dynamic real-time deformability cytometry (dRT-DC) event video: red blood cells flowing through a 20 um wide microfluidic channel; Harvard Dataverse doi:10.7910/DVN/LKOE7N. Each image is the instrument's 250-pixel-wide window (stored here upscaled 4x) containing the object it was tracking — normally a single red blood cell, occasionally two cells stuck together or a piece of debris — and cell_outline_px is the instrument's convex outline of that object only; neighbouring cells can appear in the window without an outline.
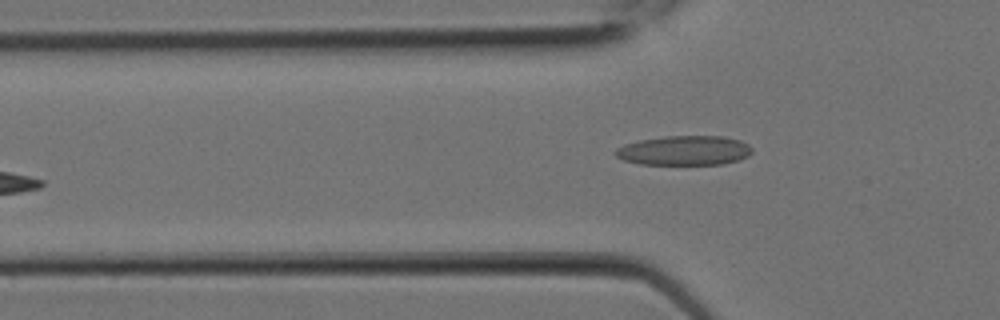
{"species": "Egyptian fruit bat (a non-hibernating species)", "species_latin": "Rousettus aegyptiacus", "temperature_condition": "room temperature", "stored_images_in_passage": 8, "camera_frame_rate_fps": 3000, "um_per_image_px": 0.085, "animal": {"sex": "female"}, "frame": {"image": 1, "passage_image": 8, "time_ms": 2.333, "image_size_px": [1000, 320], "cell_outline_px": [[752, 152], [748, 156], [740, 160], [724, 164], [640, 164], [624, 160], [616, 156], [612, 152], [616, 148], [624, 144], [640, 140], [664, 136], [724, 136], [740, 140], [748, 144], [752, 148]], "centroid_in_image_um": [58.17, 12.79], "position_along_channel_um": 67.6, "area_um2": 23.7}}